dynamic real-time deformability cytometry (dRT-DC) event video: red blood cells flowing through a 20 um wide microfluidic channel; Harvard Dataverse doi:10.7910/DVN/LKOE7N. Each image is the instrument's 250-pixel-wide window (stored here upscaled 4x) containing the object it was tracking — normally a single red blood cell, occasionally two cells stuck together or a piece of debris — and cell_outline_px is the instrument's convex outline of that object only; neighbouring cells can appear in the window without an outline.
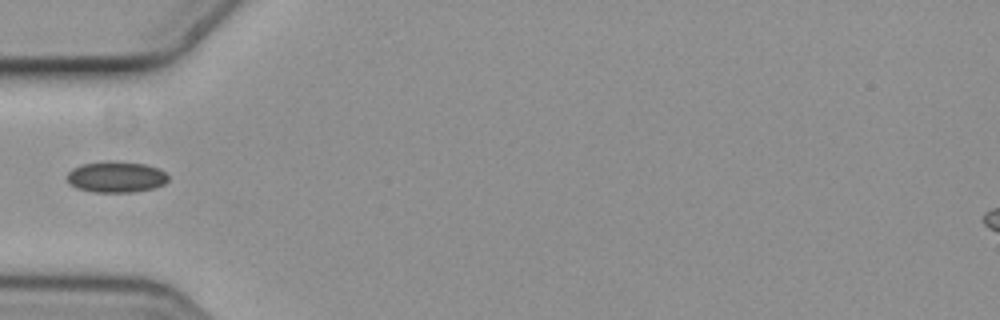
{"species": "common noctule bat (a hibernating species)", "species_latin": "Nyctalus noctula", "temperature_condition": "cold", "stored_images_in_passage": 2, "camera_frame_rate_fps": 3000, "um_per_image_px": 0.085, "animal": {"sex": "female", "body_mass_g": 19.3, "forearm_length_mm": 54.1}, "frame": {"image": 1, "passage_image": 2, "time_ms": 0.333, "image_size_px": [1000, 320], "cell_outline_px": [[168, 180], [164, 184], [152, 188], [132, 192], [92, 192], [76, 188], [68, 184], [68, 172], [72, 168], [80, 164], [108, 160], [112, 160], [144, 164], [156, 168], [164, 172], [168, 176]], "centroid_in_image_um": [9.82, 15.03], "position_along_channel_um": 75.2, "area_um2": 18.44}}